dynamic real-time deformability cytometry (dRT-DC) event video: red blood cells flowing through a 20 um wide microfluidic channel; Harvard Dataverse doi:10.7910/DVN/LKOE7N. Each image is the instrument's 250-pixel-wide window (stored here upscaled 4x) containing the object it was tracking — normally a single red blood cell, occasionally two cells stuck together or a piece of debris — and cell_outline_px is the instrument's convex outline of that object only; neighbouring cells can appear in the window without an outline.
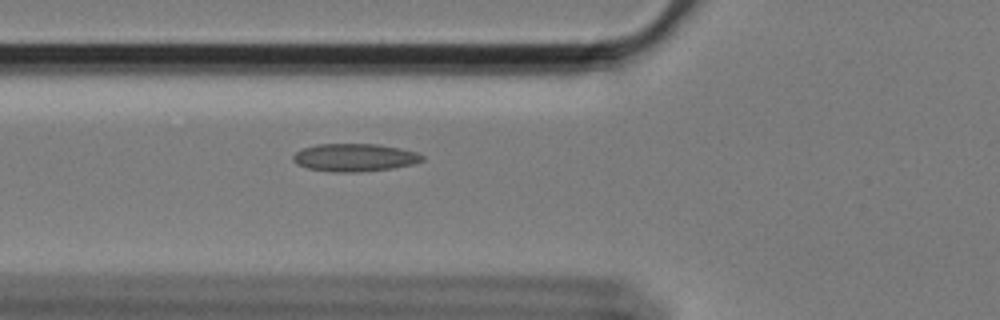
{"species": "Egyptian fruit bat (a non-hibernating species)", "species_latin": "Rousettus aegyptiacus", "temperature_condition": "cold", "stored_images_in_passage": 59, "camera_frame_rate_fps": 3000, "um_per_image_px": 0.085, "animal": {"sex": "female"}, "frame": {"image": 1, "passage_image": 22, "time_ms": 7.0, "image_size_px": [1000, 320], "cell_outline_px": [[424, 160], [412, 164], [392, 168], [360, 172], [332, 172], [308, 168], [296, 164], [292, 160], [292, 156], [296, 152], [304, 148], [316, 144], [376, 144], [400, 148], [416, 152], [424, 156]], "centroid_in_image_um": [30.12, 13.39], "position_along_channel_um": 95.7, "area_um2": 20.92}}
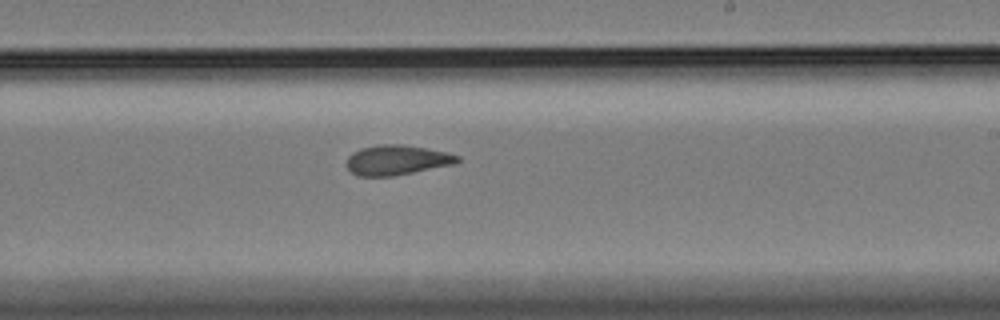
{"frame": {"image": 2, "passage_image": 36, "time_ms": 11.667, "image_size_px": [1000, 320], "cell_outline_px": [[460, 160], [456, 164], [392, 176], [356, 176], [348, 168], [348, 156], [352, 152], [360, 148], [376, 144], [404, 144], [428, 148], [448, 152], [460, 156]], "centroid_in_image_um": [33.76, 13.59], "position_along_channel_um": 255.2, "area_um2": 19.54}}
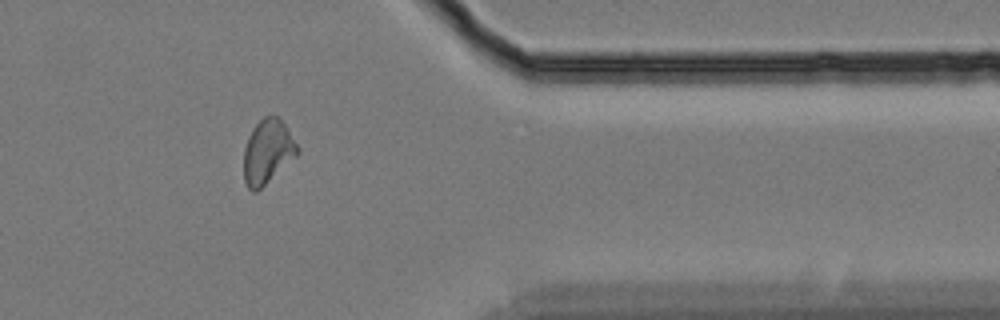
{"frame": {"image": 3, "passage_image": 49, "time_ms": 16.0, "image_size_px": [1000, 320], "cell_outline_px": [[300, 152], [296, 156], [256, 192], [252, 192], [248, 188], [244, 180], [244, 148], [248, 136], [252, 128], [264, 116], [276, 116], [284, 124], [300, 148]], "centroid_in_image_um": [22.73, 12.89], "position_along_channel_um": 388.7, "area_um2": 19.88}, "authors_computed_cell_mechanics": {"area_um2": 19.8254, "velocity_mm_per_s": 3.4112, "shape_relaxation_time_tau1_ms": null, "shape_relaxation_time_tau2_ms": 3.1017, "deformation_change_tau1": null, "deformation_change_tau2": 0.0931}}